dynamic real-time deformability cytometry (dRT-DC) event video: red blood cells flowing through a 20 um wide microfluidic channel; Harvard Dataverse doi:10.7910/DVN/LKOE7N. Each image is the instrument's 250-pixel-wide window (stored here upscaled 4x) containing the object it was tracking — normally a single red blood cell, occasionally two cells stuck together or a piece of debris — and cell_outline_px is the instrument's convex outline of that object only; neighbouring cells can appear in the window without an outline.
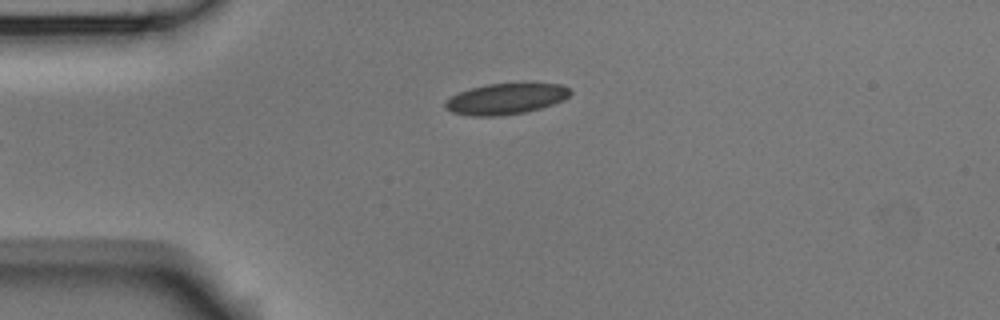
{"species": "Egyptian fruit bat (a non-hibernating species)", "species_latin": "Rousettus aegyptiacus", "temperature_condition": "room temperature", "stored_images_in_passage": 3, "camera_frame_rate_fps": 3000, "um_per_image_px": 0.085, "animal": {"sex": "male"}, "frame": {"image": 1, "passage_image": 3, "time_ms": 0.667, "image_size_px": [1000, 320], "cell_outline_px": [[572, 92], [564, 100], [540, 108], [524, 112], [500, 116], [472, 116], [452, 112], [444, 104], [444, 100], [460, 92], [472, 88], [488, 84], [560, 84], [568, 88]], "centroid_in_image_um": [42.98, 8.41], "position_along_channel_um": 42.0, "area_um2": 22.14}}